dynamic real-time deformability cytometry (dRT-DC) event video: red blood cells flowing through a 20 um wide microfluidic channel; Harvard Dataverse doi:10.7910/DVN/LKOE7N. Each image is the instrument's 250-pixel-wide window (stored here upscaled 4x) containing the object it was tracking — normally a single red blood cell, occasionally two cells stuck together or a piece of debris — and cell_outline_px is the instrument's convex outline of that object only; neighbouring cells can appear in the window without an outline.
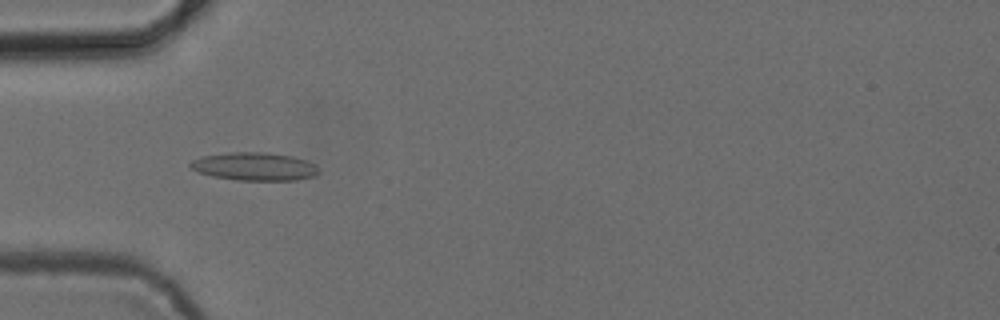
{"species": "common noctule bat (a hibernating species)", "species_latin": "Nyctalus noctula", "temperature_condition": "cold", "stored_images_in_passage": 43, "camera_frame_rate_fps": 3000, "um_per_image_px": 0.085, "animal": {"sex": "female", "body_mass_g": 24.6, "forearm_length_mm": 56.2}, "frame": {"image": 1, "passage_image": 7, "time_ms": 2.0, "image_size_px": [1000, 320], "cell_outline_px": [[320, 172], [316, 176], [296, 180], [236, 180], [212, 176], [196, 172], [188, 164], [192, 160], [204, 156], [228, 152], [268, 152], [292, 156], [316, 164]], "centroid_in_image_um": [21.64, 14.15], "position_along_channel_um": 63.4, "area_um2": 21.15}}
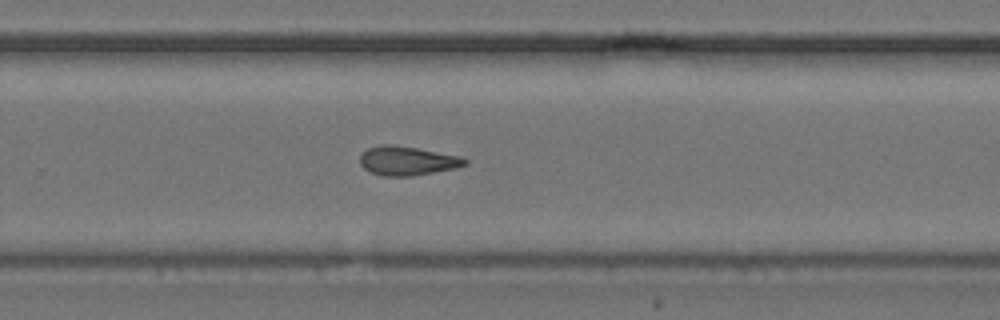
{"frame": {"image": 2, "passage_image": 25, "time_ms": 8.0, "image_size_px": [1000, 320], "cell_outline_px": [[468, 164], [456, 168], [412, 176], [380, 176], [368, 172], [360, 164], [360, 156], [368, 148], [380, 144], [392, 144], [416, 148], [460, 156], [468, 160]], "centroid_in_image_um": [34.6, 13.67], "position_along_channel_um": 295.2, "area_um2": 17.86}}
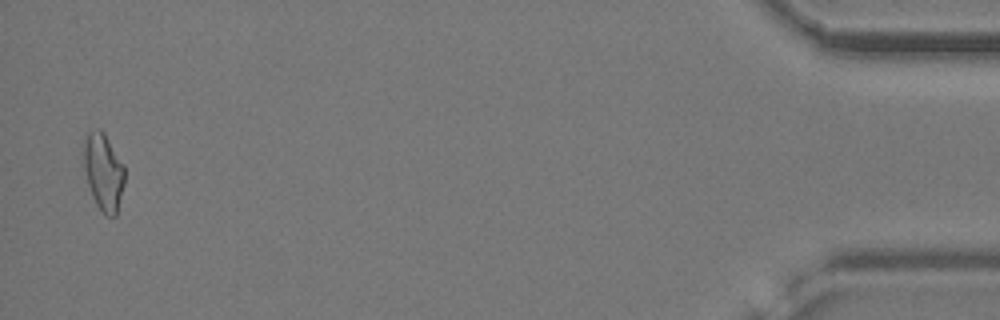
{"frame": {"image": 3, "passage_image": 42, "time_ms": 13.667, "image_size_px": [1000, 320], "cell_outline_px": [[124, 184], [116, 216], [104, 216], [96, 204], [92, 196], [88, 184], [80, 152], [84, 140], [88, 132], [96, 128], [100, 128], [104, 132], [124, 164]], "centroid_in_image_um": [8.76, 14.57], "position_along_channel_um": 426.4, "area_um2": 18.9}, "authors_computed_cell_mechanics": {"area_um2": 18.0914, "velocity_mm_per_s": 3.8874, "shape_relaxation_time_tau1_ms": null, "shape_relaxation_time_tau2_ms": 4.9196, "deformation_change_tau1": null, "deformation_change_tau2": 0.139}}